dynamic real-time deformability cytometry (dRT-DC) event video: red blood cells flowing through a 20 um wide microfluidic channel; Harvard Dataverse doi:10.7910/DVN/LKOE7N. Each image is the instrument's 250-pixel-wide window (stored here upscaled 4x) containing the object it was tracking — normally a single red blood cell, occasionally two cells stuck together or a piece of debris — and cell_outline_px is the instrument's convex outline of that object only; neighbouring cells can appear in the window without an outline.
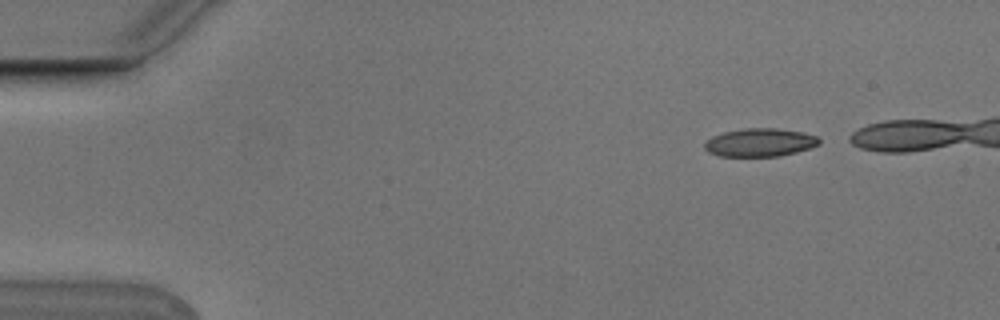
{"species": "Egyptian fruit bat (a non-hibernating species)", "species_latin": "Rousettus aegyptiacus", "temperature_condition": "cold", "stored_images_in_passage": 6, "segment_of_instrument_passage": [2, 2], "camera_frame_rate_fps": 3000, "um_per_image_px": 0.085, "animal": {"sex": "male"}, "frame": {"image": 1, "passage_image": 6, "time_ms": 1.667, "image_size_px": [1000, 320], "cell_outline_px": [[820, 144], [796, 152], [780, 156], [720, 156], [708, 152], [704, 148], [704, 140], [712, 136], [724, 132], [744, 128], [776, 128], [800, 132], [816, 136], [820, 140]], "centroid_in_image_um": [64.54, 12.11], "position_along_channel_um": 20.5, "area_um2": 18.79}}